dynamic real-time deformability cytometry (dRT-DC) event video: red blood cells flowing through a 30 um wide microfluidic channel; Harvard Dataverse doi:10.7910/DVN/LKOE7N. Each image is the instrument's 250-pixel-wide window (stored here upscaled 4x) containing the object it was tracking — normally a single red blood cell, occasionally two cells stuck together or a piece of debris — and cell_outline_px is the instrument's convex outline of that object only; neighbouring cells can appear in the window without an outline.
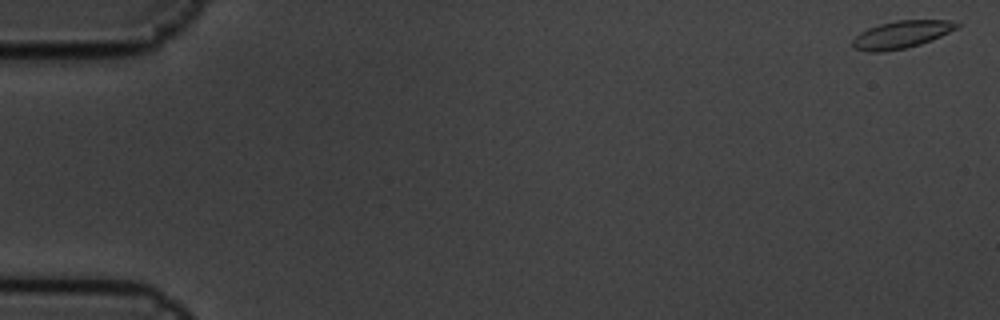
{"species": "common noctule bat (a hibernating species)", "species_latin": "Nyctalus noctula", "temperature_condition": "cold", "stored_images_in_passage": 5, "camera_frame_rate_fps": 3000, "um_per_image_px": 0.085, "animal": {"sex": "male", "body_mass_g": 19.5, "forearm_length_mm": 54.6}, "frame": {"image": 1, "passage_image": 1, "time_ms": 0.0, "image_size_px": [1000, 320], "cell_outline_px": [[960, 24], [956, 28], [932, 40], [920, 44], [904, 48], [884, 52], [868, 52], [856, 48], [852, 44], [852, 40], [860, 32], [868, 28], [880, 24], [896, 20], [948, 20]], "centroid_in_image_um": [76.59, 2.93], "position_along_channel_um": 8.4, "area_um2": 16.47}}
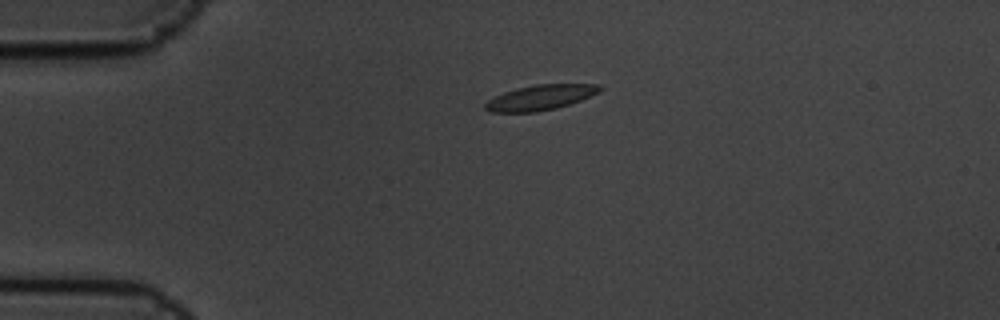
{"frame": {"image": 2, "passage_image": 4, "time_ms": 1.0, "image_size_px": [1000, 320], "cell_outline_px": [[604, 88], [600, 92], [580, 100], [556, 108], [536, 112], [488, 112], [484, 108], [484, 104], [488, 100], [504, 92], [516, 88], [536, 84], [600, 84]], "centroid_in_image_um": [45.93, 8.28], "position_along_channel_um": 39.1, "area_um2": 16.82}}